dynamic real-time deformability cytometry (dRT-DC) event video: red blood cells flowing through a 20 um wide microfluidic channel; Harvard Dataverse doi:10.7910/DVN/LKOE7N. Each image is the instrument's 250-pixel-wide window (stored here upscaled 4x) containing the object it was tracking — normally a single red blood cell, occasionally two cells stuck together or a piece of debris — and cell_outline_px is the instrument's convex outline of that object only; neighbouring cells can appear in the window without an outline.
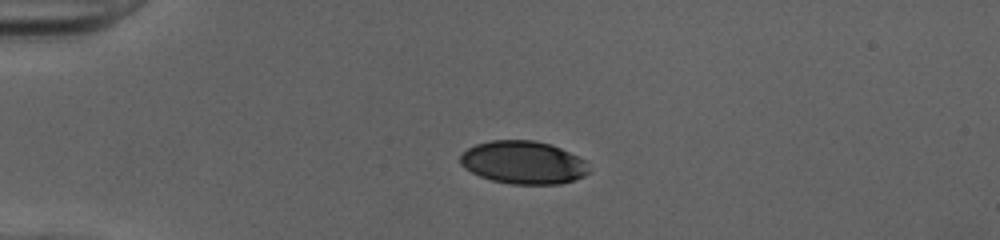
{"species": "human", "species_latin": "Homo sapiens", "temperature_condition": "cold", "stored_images_in_passage": 39, "camera_frame_rate_fps": 3000, "um_per_image_px": 0.085, "donor": {"sex": "female"}, "frame": {"image": 1, "passage_image": 1, "time_ms": 0.0, "image_size_px": [1000, 240], "cell_outline_px": [[588, 172], [584, 176], [560, 184], [512, 184], [492, 180], [480, 176], [464, 168], [460, 164], [460, 156], [468, 148], [476, 144], [492, 140], [532, 140], [552, 144], [588, 160]], "centroid_in_image_um": [44.51, 13.8], "position_along_channel_um": 40.5, "area_um2": 32.31}}
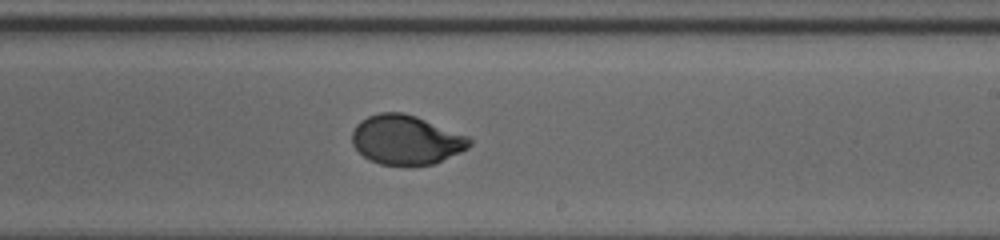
{"frame": {"image": 2, "passage_image": 20, "time_ms": 6.333, "image_size_px": [1000, 240], "cell_outline_px": [[472, 144], [468, 148], [460, 152], [432, 164], [408, 168], [404, 168], [380, 164], [368, 160], [352, 144], [352, 132], [356, 124], [360, 120], [368, 116], [380, 112], [404, 112], [416, 116], [468, 136], [472, 140]], "centroid_in_image_um": [34.5, 11.92], "position_along_channel_um": 254.5, "area_um2": 34.33}}
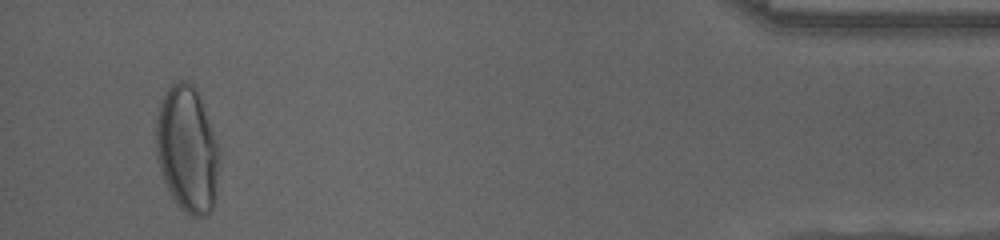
{"frame": {"image": 3, "passage_image": 37, "time_ms": 12.0, "image_size_px": [1000, 240], "cell_outline_px": [[216, 196], [212, 208], [208, 216], [192, 216], [184, 212], [176, 204], [160, 172], [156, 160], [156, 116], [160, 104], [168, 88], [176, 80], [188, 80], [200, 92], [216, 144]], "centroid_in_image_um": [15.87, 12.67], "position_along_channel_um": 419.3, "area_um2": 46.24}, "authors_computed_cell_mechanics": {"area_um2": 34.5644, "velocity_mm_per_s": 4.0364, "shape_relaxation_time_tau1_ms": 4.5794, "shape_relaxation_time_tau2_ms": null, "deformation_change_tau1": 0.2002, "deformation_change_tau2": null}}